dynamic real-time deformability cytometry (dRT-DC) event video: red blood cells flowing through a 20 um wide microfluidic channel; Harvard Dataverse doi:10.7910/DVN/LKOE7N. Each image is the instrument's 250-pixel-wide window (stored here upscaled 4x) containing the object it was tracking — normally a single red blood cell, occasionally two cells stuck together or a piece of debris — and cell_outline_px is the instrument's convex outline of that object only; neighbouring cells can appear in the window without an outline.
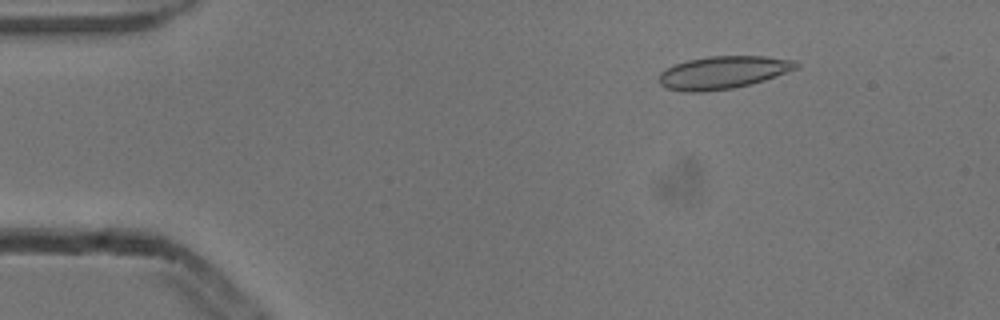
{"species": "common noctule bat (a hibernating species)", "species_latin": "Nyctalus noctula", "temperature_condition": "cold", "stored_images_in_passage": 48, "camera_frame_rate_fps": 3000, "um_per_image_px": 0.085, "animal": {"sex": "male", "body_mass_g": 13.3}, "frame": {"image": 1, "passage_image": 6, "time_ms": 1.667, "image_size_px": [1000, 320], "cell_outline_px": [[800, 64], [796, 68], [776, 76], [752, 84], [732, 88], [704, 92], [684, 92], [668, 88], [660, 84], [660, 72], [676, 64], [688, 60], [708, 56], [764, 56], [796, 60]], "centroid_in_image_um": [61.48, 6.16], "position_along_channel_um": 23.5, "area_um2": 26.01}}
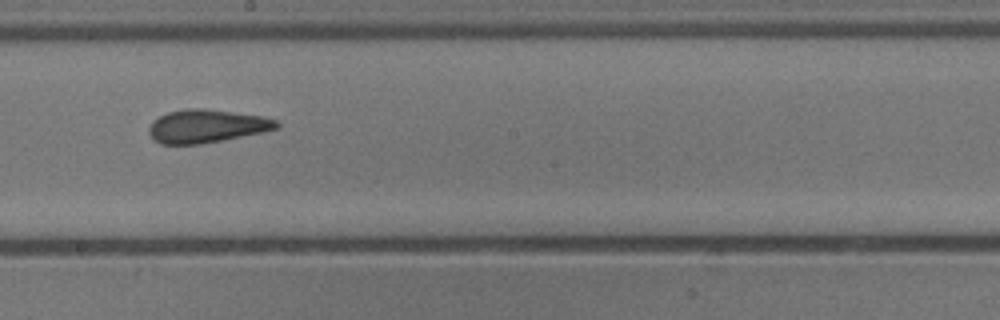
{"frame": {"image": 2, "passage_image": 28, "time_ms": 9.0, "image_size_px": [1000, 320], "cell_outline_px": [[280, 128], [264, 132], [224, 140], [200, 144], [160, 144], [148, 132], [148, 128], [152, 120], [168, 112], [188, 108], [204, 108], [264, 116], [276, 120], [280, 124]], "centroid_in_image_um": [17.59, 10.72], "position_along_channel_um": 230.6, "area_um2": 24.85}}
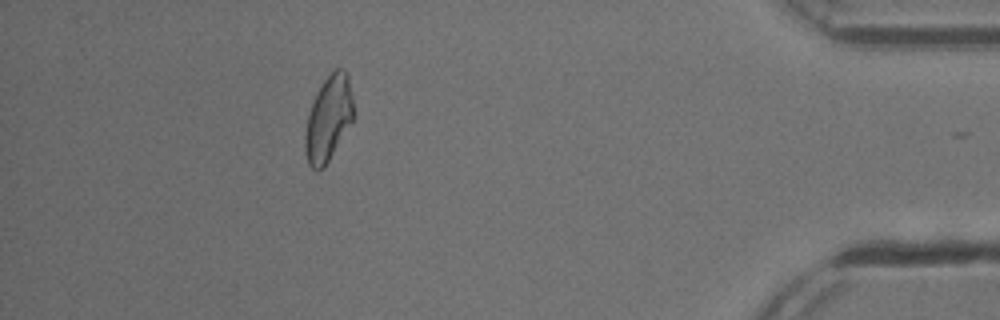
{"frame": {"image": 3, "passage_image": 46, "time_ms": 15.0, "image_size_px": [1000, 320], "cell_outline_px": [[352, 120], [324, 168], [316, 172], [308, 164], [304, 148], [304, 136], [308, 112], [316, 92], [324, 80], [336, 68], [344, 68], [348, 76], [352, 96]], "centroid_in_image_um": [27.88, 10.09], "position_along_channel_um": 407.3, "area_um2": 23.81}, "authors_computed_cell_mechanics": {"area_um2": 24.6228, "velocity_mm_per_s": 3.8533, "shape_relaxation_time_tau1_ms": 7.0139, "shape_relaxation_time_tau2_ms": 2.7149, "deformation_change_tau1": 0.1532, "deformation_change_tau2": 0.0764}}